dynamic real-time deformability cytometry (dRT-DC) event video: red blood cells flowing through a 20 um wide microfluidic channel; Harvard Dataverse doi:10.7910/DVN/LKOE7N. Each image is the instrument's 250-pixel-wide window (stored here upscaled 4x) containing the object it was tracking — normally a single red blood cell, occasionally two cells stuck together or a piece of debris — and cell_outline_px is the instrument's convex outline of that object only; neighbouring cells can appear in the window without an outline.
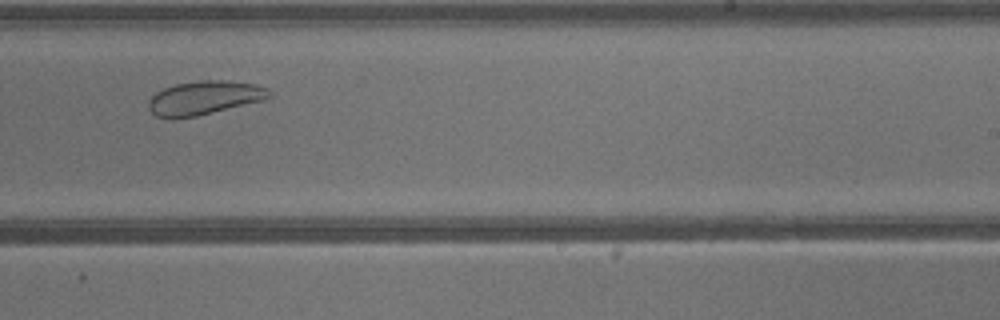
{"species": "common noctule bat (a hibernating species)", "species_latin": "Nyctalus noctula", "temperature_condition": "warm", "stored_images_in_passage": 27, "camera_frame_rate_fps": 3000, "um_per_image_px": 0.085, "animal": {"sex": "male", "body_mass_g": 13.3}, "frame": {"image": 1, "passage_image": 16, "time_ms": 5.0, "image_size_px": [1000, 320], "cell_outline_px": [[276, 96], [264, 100], [196, 116], [168, 120], [156, 116], [148, 108], [148, 100], [156, 92], [164, 88], [176, 84], [200, 80], [224, 80], [256, 84], [268, 88]], "centroid_in_image_um": [17.38, 8.32], "position_along_channel_um": 271.6, "area_um2": 24.1}}